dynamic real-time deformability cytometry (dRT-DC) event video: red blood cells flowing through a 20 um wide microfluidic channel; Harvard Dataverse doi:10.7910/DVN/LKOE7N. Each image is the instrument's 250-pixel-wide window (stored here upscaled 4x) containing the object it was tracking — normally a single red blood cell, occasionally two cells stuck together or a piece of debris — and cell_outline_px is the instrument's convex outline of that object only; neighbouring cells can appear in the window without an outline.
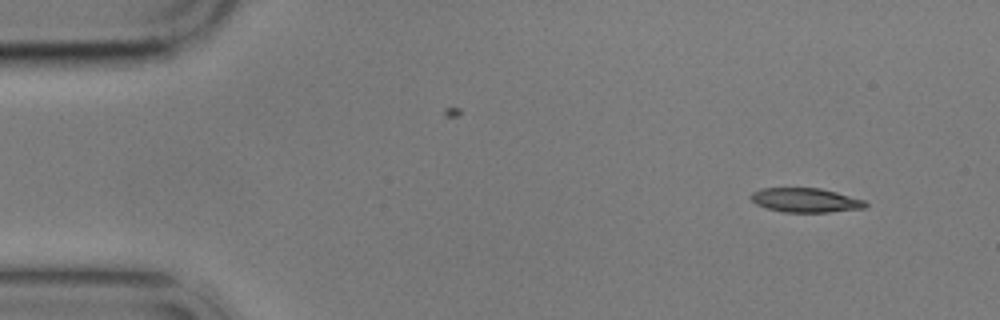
{"species": "common noctule bat (a hibernating species)", "species_latin": "Nyctalus noctula", "temperature_condition": "cold", "stored_images_in_passage": 4, "camera_frame_rate_fps": 3000, "um_per_image_px": 0.085, "animal": {"sex": "male", "body_mass_g": 17.9}, "frame": {"image": 1, "passage_image": 1, "time_ms": 0.0, "image_size_px": [1000, 320], "cell_outline_px": [[868, 204], [864, 208], [828, 212], [784, 212], [768, 208], [756, 204], [748, 196], [752, 192], [760, 188], [820, 188], [836, 192], [864, 200]], "centroid_in_image_um": [68.44, 17.01], "position_along_channel_um": 16.6, "area_um2": 16.13}}